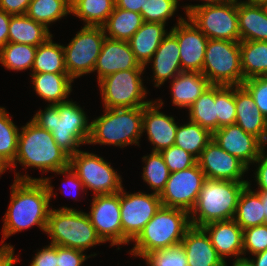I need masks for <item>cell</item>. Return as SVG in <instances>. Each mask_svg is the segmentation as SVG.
I'll use <instances>...</instances> for the list:
<instances>
[{
	"mask_svg": "<svg viewBox=\"0 0 267 266\" xmlns=\"http://www.w3.org/2000/svg\"><path fill=\"white\" fill-rule=\"evenodd\" d=\"M10 14L0 9V49L8 43Z\"/></svg>",
	"mask_w": 267,
	"mask_h": 266,
	"instance_id": "obj_53",
	"label": "cell"
},
{
	"mask_svg": "<svg viewBox=\"0 0 267 266\" xmlns=\"http://www.w3.org/2000/svg\"><path fill=\"white\" fill-rule=\"evenodd\" d=\"M36 51L37 46L8 42L0 49V63L8 70H32Z\"/></svg>",
	"mask_w": 267,
	"mask_h": 266,
	"instance_id": "obj_38",
	"label": "cell"
},
{
	"mask_svg": "<svg viewBox=\"0 0 267 266\" xmlns=\"http://www.w3.org/2000/svg\"><path fill=\"white\" fill-rule=\"evenodd\" d=\"M248 184L206 179L196 205L189 213L190 224L202 227L212 222L234 219L240 194Z\"/></svg>",
	"mask_w": 267,
	"mask_h": 266,
	"instance_id": "obj_5",
	"label": "cell"
},
{
	"mask_svg": "<svg viewBox=\"0 0 267 266\" xmlns=\"http://www.w3.org/2000/svg\"><path fill=\"white\" fill-rule=\"evenodd\" d=\"M170 32L177 38L179 44L182 71L202 72L205 49L209 40L206 35L188 17L186 19L181 16Z\"/></svg>",
	"mask_w": 267,
	"mask_h": 266,
	"instance_id": "obj_17",
	"label": "cell"
},
{
	"mask_svg": "<svg viewBox=\"0 0 267 266\" xmlns=\"http://www.w3.org/2000/svg\"><path fill=\"white\" fill-rule=\"evenodd\" d=\"M162 206L160 195L143 192L120 191V217L123 230V244L133 242L145 225Z\"/></svg>",
	"mask_w": 267,
	"mask_h": 266,
	"instance_id": "obj_13",
	"label": "cell"
},
{
	"mask_svg": "<svg viewBox=\"0 0 267 266\" xmlns=\"http://www.w3.org/2000/svg\"><path fill=\"white\" fill-rule=\"evenodd\" d=\"M188 109L191 122L199 124L212 134L218 130L215 85H210Z\"/></svg>",
	"mask_w": 267,
	"mask_h": 266,
	"instance_id": "obj_34",
	"label": "cell"
},
{
	"mask_svg": "<svg viewBox=\"0 0 267 266\" xmlns=\"http://www.w3.org/2000/svg\"><path fill=\"white\" fill-rule=\"evenodd\" d=\"M242 86L251 94L260 112L267 118V76L246 79Z\"/></svg>",
	"mask_w": 267,
	"mask_h": 266,
	"instance_id": "obj_46",
	"label": "cell"
},
{
	"mask_svg": "<svg viewBox=\"0 0 267 266\" xmlns=\"http://www.w3.org/2000/svg\"><path fill=\"white\" fill-rule=\"evenodd\" d=\"M7 169L0 163V175L3 174Z\"/></svg>",
	"mask_w": 267,
	"mask_h": 266,
	"instance_id": "obj_60",
	"label": "cell"
},
{
	"mask_svg": "<svg viewBox=\"0 0 267 266\" xmlns=\"http://www.w3.org/2000/svg\"><path fill=\"white\" fill-rule=\"evenodd\" d=\"M215 103L218 129L226 125L235 124V86L215 85Z\"/></svg>",
	"mask_w": 267,
	"mask_h": 266,
	"instance_id": "obj_41",
	"label": "cell"
},
{
	"mask_svg": "<svg viewBox=\"0 0 267 266\" xmlns=\"http://www.w3.org/2000/svg\"><path fill=\"white\" fill-rule=\"evenodd\" d=\"M187 17L208 39L240 42L238 0L201 6Z\"/></svg>",
	"mask_w": 267,
	"mask_h": 266,
	"instance_id": "obj_11",
	"label": "cell"
},
{
	"mask_svg": "<svg viewBox=\"0 0 267 266\" xmlns=\"http://www.w3.org/2000/svg\"><path fill=\"white\" fill-rule=\"evenodd\" d=\"M252 256H255V259L249 260L253 266H267V249Z\"/></svg>",
	"mask_w": 267,
	"mask_h": 266,
	"instance_id": "obj_56",
	"label": "cell"
},
{
	"mask_svg": "<svg viewBox=\"0 0 267 266\" xmlns=\"http://www.w3.org/2000/svg\"><path fill=\"white\" fill-rule=\"evenodd\" d=\"M212 138L213 134L209 130L189 120L187 124L179 125L174 145L181 147L198 159Z\"/></svg>",
	"mask_w": 267,
	"mask_h": 266,
	"instance_id": "obj_35",
	"label": "cell"
},
{
	"mask_svg": "<svg viewBox=\"0 0 267 266\" xmlns=\"http://www.w3.org/2000/svg\"><path fill=\"white\" fill-rule=\"evenodd\" d=\"M190 226L187 211L161 206L133 241L129 254L142 258L147 253L180 245Z\"/></svg>",
	"mask_w": 267,
	"mask_h": 266,
	"instance_id": "obj_4",
	"label": "cell"
},
{
	"mask_svg": "<svg viewBox=\"0 0 267 266\" xmlns=\"http://www.w3.org/2000/svg\"><path fill=\"white\" fill-rule=\"evenodd\" d=\"M200 1H204V3L202 4H195V5H187V6H183V8L185 9V15L186 17L194 10L197 9L201 6H206V5H214V4H220L229 0H200Z\"/></svg>",
	"mask_w": 267,
	"mask_h": 266,
	"instance_id": "obj_55",
	"label": "cell"
},
{
	"mask_svg": "<svg viewBox=\"0 0 267 266\" xmlns=\"http://www.w3.org/2000/svg\"><path fill=\"white\" fill-rule=\"evenodd\" d=\"M244 80L267 76V41H240Z\"/></svg>",
	"mask_w": 267,
	"mask_h": 266,
	"instance_id": "obj_32",
	"label": "cell"
},
{
	"mask_svg": "<svg viewBox=\"0 0 267 266\" xmlns=\"http://www.w3.org/2000/svg\"><path fill=\"white\" fill-rule=\"evenodd\" d=\"M152 61L154 86L159 87L169 78L183 72L180 62V48L177 38L169 31L155 51Z\"/></svg>",
	"mask_w": 267,
	"mask_h": 266,
	"instance_id": "obj_24",
	"label": "cell"
},
{
	"mask_svg": "<svg viewBox=\"0 0 267 266\" xmlns=\"http://www.w3.org/2000/svg\"><path fill=\"white\" fill-rule=\"evenodd\" d=\"M45 233L51 239L50 244L82 251L104 243L86 212L70 207L50 209Z\"/></svg>",
	"mask_w": 267,
	"mask_h": 266,
	"instance_id": "obj_7",
	"label": "cell"
},
{
	"mask_svg": "<svg viewBox=\"0 0 267 266\" xmlns=\"http://www.w3.org/2000/svg\"><path fill=\"white\" fill-rule=\"evenodd\" d=\"M104 114L91 121L88 144L124 148L137 144L142 136L143 107L104 108Z\"/></svg>",
	"mask_w": 267,
	"mask_h": 266,
	"instance_id": "obj_6",
	"label": "cell"
},
{
	"mask_svg": "<svg viewBox=\"0 0 267 266\" xmlns=\"http://www.w3.org/2000/svg\"><path fill=\"white\" fill-rule=\"evenodd\" d=\"M213 140L232 156L237 157L248 168L267 147L257 137L246 133L239 125H226L213 133Z\"/></svg>",
	"mask_w": 267,
	"mask_h": 266,
	"instance_id": "obj_18",
	"label": "cell"
},
{
	"mask_svg": "<svg viewBox=\"0 0 267 266\" xmlns=\"http://www.w3.org/2000/svg\"><path fill=\"white\" fill-rule=\"evenodd\" d=\"M30 266H57V245L49 244L36 252Z\"/></svg>",
	"mask_w": 267,
	"mask_h": 266,
	"instance_id": "obj_48",
	"label": "cell"
},
{
	"mask_svg": "<svg viewBox=\"0 0 267 266\" xmlns=\"http://www.w3.org/2000/svg\"><path fill=\"white\" fill-rule=\"evenodd\" d=\"M165 26L162 23L144 22L128 40L130 48L140 65L146 67L150 63L163 38L168 34Z\"/></svg>",
	"mask_w": 267,
	"mask_h": 266,
	"instance_id": "obj_26",
	"label": "cell"
},
{
	"mask_svg": "<svg viewBox=\"0 0 267 266\" xmlns=\"http://www.w3.org/2000/svg\"><path fill=\"white\" fill-rule=\"evenodd\" d=\"M36 94L52 105L68 101L74 80L68 74L30 73Z\"/></svg>",
	"mask_w": 267,
	"mask_h": 266,
	"instance_id": "obj_28",
	"label": "cell"
},
{
	"mask_svg": "<svg viewBox=\"0 0 267 266\" xmlns=\"http://www.w3.org/2000/svg\"><path fill=\"white\" fill-rule=\"evenodd\" d=\"M31 0H0V9L10 15H23L27 13Z\"/></svg>",
	"mask_w": 267,
	"mask_h": 266,
	"instance_id": "obj_50",
	"label": "cell"
},
{
	"mask_svg": "<svg viewBox=\"0 0 267 266\" xmlns=\"http://www.w3.org/2000/svg\"><path fill=\"white\" fill-rule=\"evenodd\" d=\"M249 184L240 194L236 213L235 222L244 230L257 225L266 224V216L263 210V203L260 195L256 191L251 190Z\"/></svg>",
	"mask_w": 267,
	"mask_h": 266,
	"instance_id": "obj_30",
	"label": "cell"
},
{
	"mask_svg": "<svg viewBox=\"0 0 267 266\" xmlns=\"http://www.w3.org/2000/svg\"><path fill=\"white\" fill-rule=\"evenodd\" d=\"M105 34L102 26L84 25L64 48L68 75L74 80L93 72Z\"/></svg>",
	"mask_w": 267,
	"mask_h": 266,
	"instance_id": "obj_12",
	"label": "cell"
},
{
	"mask_svg": "<svg viewBox=\"0 0 267 266\" xmlns=\"http://www.w3.org/2000/svg\"><path fill=\"white\" fill-rule=\"evenodd\" d=\"M243 255H251L267 249V223L243 230Z\"/></svg>",
	"mask_w": 267,
	"mask_h": 266,
	"instance_id": "obj_45",
	"label": "cell"
},
{
	"mask_svg": "<svg viewBox=\"0 0 267 266\" xmlns=\"http://www.w3.org/2000/svg\"><path fill=\"white\" fill-rule=\"evenodd\" d=\"M247 2L250 3H259V4H266L267 0H246Z\"/></svg>",
	"mask_w": 267,
	"mask_h": 266,
	"instance_id": "obj_59",
	"label": "cell"
},
{
	"mask_svg": "<svg viewBox=\"0 0 267 266\" xmlns=\"http://www.w3.org/2000/svg\"><path fill=\"white\" fill-rule=\"evenodd\" d=\"M236 120L246 133L267 145V118L260 112L251 94L242 86H235Z\"/></svg>",
	"mask_w": 267,
	"mask_h": 266,
	"instance_id": "obj_22",
	"label": "cell"
},
{
	"mask_svg": "<svg viewBox=\"0 0 267 266\" xmlns=\"http://www.w3.org/2000/svg\"><path fill=\"white\" fill-rule=\"evenodd\" d=\"M52 37L45 43L37 46L31 70L32 73L68 74L65 65L63 44L54 43Z\"/></svg>",
	"mask_w": 267,
	"mask_h": 266,
	"instance_id": "obj_33",
	"label": "cell"
},
{
	"mask_svg": "<svg viewBox=\"0 0 267 266\" xmlns=\"http://www.w3.org/2000/svg\"><path fill=\"white\" fill-rule=\"evenodd\" d=\"M142 258L145 259L148 266H188L181 244L147 253Z\"/></svg>",
	"mask_w": 267,
	"mask_h": 266,
	"instance_id": "obj_43",
	"label": "cell"
},
{
	"mask_svg": "<svg viewBox=\"0 0 267 266\" xmlns=\"http://www.w3.org/2000/svg\"><path fill=\"white\" fill-rule=\"evenodd\" d=\"M202 228L210 238L219 257L225 261L226 257L242 258L243 229L234 219L209 223Z\"/></svg>",
	"mask_w": 267,
	"mask_h": 266,
	"instance_id": "obj_21",
	"label": "cell"
},
{
	"mask_svg": "<svg viewBox=\"0 0 267 266\" xmlns=\"http://www.w3.org/2000/svg\"><path fill=\"white\" fill-rule=\"evenodd\" d=\"M201 73L211 85H242L240 42L209 39Z\"/></svg>",
	"mask_w": 267,
	"mask_h": 266,
	"instance_id": "obj_8",
	"label": "cell"
},
{
	"mask_svg": "<svg viewBox=\"0 0 267 266\" xmlns=\"http://www.w3.org/2000/svg\"><path fill=\"white\" fill-rule=\"evenodd\" d=\"M163 104L162 99H159L143 107L142 133L147 132L148 140L153 145L152 152H161L174 145L179 127L174 117L159 111Z\"/></svg>",
	"mask_w": 267,
	"mask_h": 266,
	"instance_id": "obj_19",
	"label": "cell"
},
{
	"mask_svg": "<svg viewBox=\"0 0 267 266\" xmlns=\"http://www.w3.org/2000/svg\"><path fill=\"white\" fill-rule=\"evenodd\" d=\"M82 250L57 245V266H82L83 262L91 256H86Z\"/></svg>",
	"mask_w": 267,
	"mask_h": 266,
	"instance_id": "obj_47",
	"label": "cell"
},
{
	"mask_svg": "<svg viewBox=\"0 0 267 266\" xmlns=\"http://www.w3.org/2000/svg\"><path fill=\"white\" fill-rule=\"evenodd\" d=\"M188 266H222L223 260L202 227L190 226L181 241Z\"/></svg>",
	"mask_w": 267,
	"mask_h": 266,
	"instance_id": "obj_23",
	"label": "cell"
},
{
	"mask_svg": "<svg viewBox=\"0 0 267 266\" xmlns=\"http://www.w3.org/2000/svg\"><path fill=\"white\" fill-rule=\"evenodd\" d=\"M6 109L0 107V163L6 168L13 164L18 145L19 128Z\"/></svg>",
	"mask_w": 267,
	"mask_h": 266,
	"instance_id": "obj_39",
	"label": "cell"
},
{
	"mask_svg": "<svg viewBox=\"0 0 267 266\" xmlns=\"http://www.w3.org/2000/svg\"><path fill=\"white\" fill-rule=\"evenodd\" d=\"M170 172L188 169L197 163V159L176 145H172L160 152Z\"/></svg>",
	"mask_w": 267,
	"mask_h": 266,
	"instance_id": "obj_44",
	"label": "cell"
},
{
	"mask_svg": "<svg viewBox=\"0 0 267 266\" xmlns=\"http://www.w3.org/2000/svg\"><path fill=\"white\" fill-rule=\"evenodd\" d=\"M240 41H267V7L265 4L238 1Z\"/></svg>",
	"mask_w": 267,
	"mask_h": 266,
	"instance_id": "obj_25",
	"label": "cell"
},
{
	"mask_svg": "<svg viewBox=\"0 0 267 266\" xmlns=\"http://www.w3.org/2000/svg\"><path fill=\"white\" fill-rule=\"evenodd\" d=\"M76 102L48 105L44 111H38L32 121L39 127L52 133L57 145L69 156L79 151L81 144H88L91 134V122Z\"/></svg>",
	"mask_w": 267,
	"mask_h": 266,
	"instance_id": "obj_2",
	"label": "cell"
},
{
	"mask_svg": "<svg viewBox=\"0 0 267 266\" xmlns=\"http://www.w3.org/2000/svg\"><path fill=\"white\" fill-rule=\"evenodd\" d=\"M17 153L9 168L34 167L44 172H57L69 167L70 156L61 149L52 133L39 127L32 120L20 129Z\"/></svg>",
	"mask_w": 267,
	"mask_h": 266,
	"instance_id": "obj_3",
	"label": "cell"
},
{
	"mask_svg": "<svg viewBox=\"0 0 267 266\" xmlns=\"http://www.w3.org/2000/svg\"><path fill=\"white\" fill-rule=\"evenodd\" d=\"M55 173L57 175L58 174H64V176H66L65 178L67 180L68 186L72 187L73 191H74V189H75V192H76V190H79V189H81L82 192L85 191L82 181L79 179L77 174L72 170V168L70 166L65 168V169L59 170ZM69 190H70V188H69Z\"/></svg>",
	"mask_w": 267,
	"mask_h": 266,
	"instance_id": "obj_52",
	"label": "cell"
},
{
	"mask_svg": "<svg viewBox=\"0 0 267 266\" xmlns=\"http://www.w3.org/2000/svg\"><path fill=\"white\" fill-rule=\"evenodd\" d=\"M178 2V0H145L140 14L144 22L166 24V21L175 15L179 7Z\"/></svg>",
	"mask_w": 267,
	"mask_h": 266,
	"instance_id": "obj_42",
	"label": "cell"
},
{
	"mask_svg": "<svg viewBox=\"0 0 267 266\" xmlns=\"http://www.w3.org/2000/svg\"><path fill=\"white\" fill-rule=\"evenodd\" d=\"M69 166L93 196L115 194L122 190L121 176L101 156L79 150L70 156Z\"/></svg>",
	"mask_w": 267,
	"mask_h": 266,
	"instance_id": "obj_10",
	"label": "cell"
},
{
	"mask_svg": "<svg viewBox=\"0 0 267 266\" xmlns=\"http://www.w3.org/2000/svg\"><path fill=\"white\" fill-rule=\"evenodd\" d=\"M142 160L145 163L142 179L150 186L153 193L160 195L165 189L171 173L165 164L162 154L160 152H151V154L143 156Z\"/></svg>",
	"mask_w": 267,
	"mask_h": 266,
	"instance_id": "obj_40",
	"label": "cell"
},
{
	"mask_svg": "<svg viewBox=\"0 0 267 266\" xmlns=\"http://www.w3.org/2000/svg\"><path fill=\"white\" fill-rule=\"evenodd\" d=\"M136 60L128 41L105 37L93 72L98 82L104 77L122 70L146 69Z\"/></svg>",
	"mask_w": 267,
	"mask_h": 266,
	"instance_id": "obj_20",
	"label": "cell"
},
{
	"mask_svg": "<svg viewBox=\"0 0 267 266\" xmlns=\"http://www.w3.org/2000/svg\"><path fill=\"white\" fill-rule=\"evenodd\" d=\"M115 0H71V14L84 25L102 26L113 12Z\"/></svg>",
	"mask_w": 267,
	"mask_h": 266,
	"instance_id": "obj_36",
	"label": "cell"
},
{
	"mask_svg": "<svg viewBox=\"0 0 267 266\" xmlns=\"http://www.w3.org/2000/svg\"><path fill=\"white\" fill-rule=\"evenodd\" d=\"M14 250V246L7 243L0 247V266H14L19 261L18 257L14 256Z\"/></svg>",
	"mask_w": 267,
	"mask_h": 266,
	"instance_id": "obj_51",
	"label": "cell"
},
{
	"mask_svg": "<svg viewBox=\"0 0 267 266\" xmlns=\"http://www.w3.org/2000/svg\"><path fill=\"white\" fill-rule=\"evenodd\" d=\"M68 14H71V0H31L26 13L47 28Z\"/></svg>",
	"mask_w": 267,
	"mask_h": 266,
	"instance_id": "obj_37",
	"label": "cell"
},
{
	"mask_svg": "<svg viewBox=\"0 0 267 266\" xmlns=\"http://www.w3.org/2000/svg\"><path fill=\"white\" fill-rule=\"evenodd\" d=\"M53 36L49 28L26 14L12 15L9 22L8 42L39 46Z\"/></svg>",
	"mask_w": 267,
	"mask_h": 266,
	"instance_id": "obj_29",
	"label": "cell"
},
{
	"mask_svg": "<svg viewBox=\"0 0 267 266\" xmlns=\"http://www.w3.org/2000/svg\"><path fill=\"white\" fill-rule=\"evenodd\" d=\"M197 163L206 179L249 182L242 179L249 168L237 157L222 149L213 139L203 149Z\"/></svg>",
	"mask_w": 267,
	"mask_h": 266,
	"instance_id": "obj_16",
	"label": "cell"
},
{
	"mask_svg": "<svg viewBox=\"0 0 267 266\" xmlns=\"http://www.w3.org/2000/svg\"><path fill=\"white\" fill-rule=\"evenodd\" d=\"M49 177L31 178L15 173L11 185V198L4 216L1 244L11 235L29 229L34 225L45 232L50 211L53 186Z\"/></svg>",
	"mask_w": 267,
	"mask_h": 266,
	"instance_id": "obj_1",
	"label": "cell"
},
{
	"mask_svg": "<svg viewBox=\"0 0 267 266\" xmlns=\"http://www.w3.org/2000/svg\"><path fill=\"white\" fill-rule=\"evenodd\" d=\"M256 192L260 195L262 203H263V210L266 216V223H267V191H257Z\"/></svg>",
	"mask_w": 267,
	"mask_h": 266,
	"instance_id": "obj_58",
	"label": "cell"
},
{
	"mask_svg": "<svg viewBox=\"0 0 267 266\" xmlns=\"http://www.w3.org/2000/svg\"><path fill=\"white\" fill-rule=\"evenodd\" d=\"M171 81L172 103L179 108H189L211 85L201 72L183 71Z\"/></svg>",
	"mask_w": 267,
	"mask_h": 266,
	"instance_id": "obj_27",
	"label": "cell"
},
{
	"mask_svg": "<svg viewBox=\"0 0 267 266\" xmlns=\"http://www.w3.org/2000/svg\"><path fill=\"white\" fill-rule=\"evenodd\" d=\"M145 69L122 70L110 74L98 83L104 108L144 107L147 90L140 77Z\"/></svg>",
	"mask_w": 267,
	"mask_h": 266,
	"instance_id": "obj_9",
	"label": "cell"
},
{
	"mask_svg": "<svg viewBox=\"0 0 267 266\" xmlns=\"http://www.w3.org/2000/svg\"><path fill=\"white\" fill-rule=\"evenodd\" d=\"M90 212L86 213L98 236L110 246L123 244L120 215V192L92 197Z\"/></svg>",
	"mask_w": 267,
	"mask_h": 266,
	"instance_id": "obj_15",
	"label": "cell"
},
{
	"mask_svg": "<svg viewBox=\"0 0 267 266\" xmlns=\"http://www.w3.org/2000/svg\"><path fill=\"white\" fill-rule=\"evenodd\" d=\"M145 0H115V7L141 13V8H144Z\"/></svg>",
	"mask_w": 267,
	"mask_h": 266,
	"instance_id": "obj_54",
	"label": "cell"
},
{
	"mask_svg": "<svg viewBox=\"0 0 267 266\" xmlns=\"http://www.w3.org/2000/svg\"><path fill=\"white\" fill-rule=\"evenodd\" d=\"M222 266H227L226 261L223 262ZM232 266H253L251 261L247 257L234 259Z\"/></svg>",
	"mask_w": 267,
	"mask_h": 266,
	"instance_id": "obj_57",
	"label": "cell"
},
{
	"mask_svg": "<svg viewBox=\"0 0 267 266\" xmlns=\"http://www.w3.org/2000/svg\"><path fill=\"white\" fill-rule=\"evenodd\" d=\"M143 23L144 20L140 13L114 7L102 27L106 37L128 41Z\"/></svg>",
	"mask_w": 267,
	"mask_h": 266,
	"instance_id": "obj_31",
	"label": "cell"
},
{
	"mask_svg": "<svg viewBox=\"0 0 267 266\" xmlns=\"http://www.w3.org/2000/svg\"><path fill=\"white\" fill-rule=\"evenodd\" d=\"M205 180L198 163L188 169L171 172L166 187L160 194L162 206L190 213L196 205Z\"/></svg>",
	"mask_w": 267,
	"mask_h": 266,
	"instance_id": "obj_14",
	"label": "cell"
},
{
	"mask_svg": "<svg viewBox=\"0 0 267 266\" xmlns=\"http://www.w3.org/2000/svg\"><path fill=\"white\" fill-rule=\"evenodd\" d=\"M264 149L254 163H258L255 170V182L258 186V191H267V153Z\"/></svg>",
	"mask_w": 267,
	"mask_h": 266,
	"instance_id": "obj_49",
	"label": "cell"
}]
</instances>
